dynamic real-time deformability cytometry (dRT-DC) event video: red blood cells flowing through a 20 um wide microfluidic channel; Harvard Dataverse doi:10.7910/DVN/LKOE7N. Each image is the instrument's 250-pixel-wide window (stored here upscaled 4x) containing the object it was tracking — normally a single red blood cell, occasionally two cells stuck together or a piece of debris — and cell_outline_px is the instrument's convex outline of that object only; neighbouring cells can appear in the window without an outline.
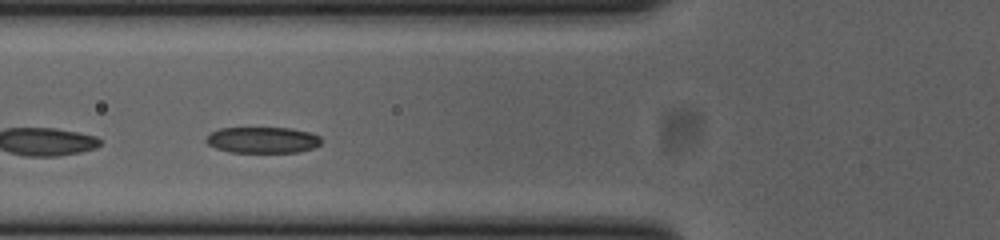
{"species": "common noctule bat (a hibernating species)", "species_latin": "Nyctalus noctula", "temperature_condition": "cold", "stored_images_in_passage": 38, "camera_frame_rate_fps": 3000, "um_per_image_px": 0.085, "animal": {"sex": "female", "body_mass_g": 23.0, "forearm_length_mm": 53.4}, "frame": {"image": 1, "passage_image": 11, "time_ms": 3.333, "image_size_px": [1000, 240], "cell_outline_px": [[320, 144], [312, 148], [296, 152], [228, 152], [216, 148], [208, 144], [204, 140], [212, 132], [220, 128], [292, 128], [308, 132], [320, 136]], "centroid_in_image_um": [22.3, 11.9], "position_along_channel_um": 103.5, "area_um2": 17.4}}
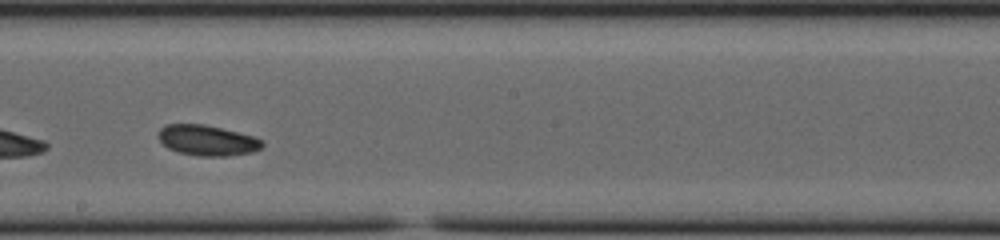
{"frame": {"image": 2, "passage_image": 21, "time_ms": 6.667, "image_size_px": [1000, 240], "cell_outline_px": [[264, 144], [260, 148], [252, 152], [228, 156], [200, 156], [180, 152], [168, 148], [156, 136], [160, 128], [168, 124], [204, 124], [252, 136], [260, 140]], "centroid_in_image_um": [17.58, 11.93], "position_along_channel_um": 230.6, "area_um2": 18.21}}
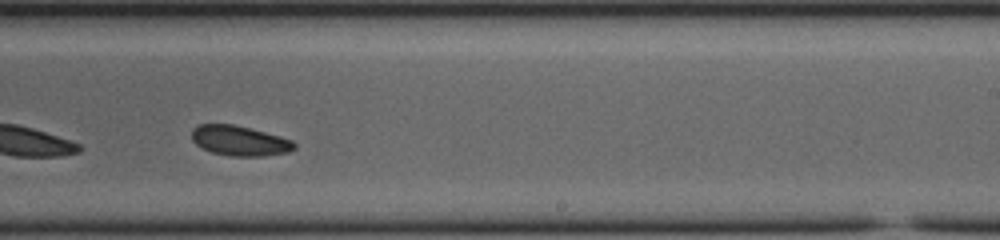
{"frame": {"image": 3, "passage_image": 24, "time_ms": 7.667, "image_size_px": [1000, 240], "cell_outline_px": [[296, 148], [288, 152], [264, 156], [228, 156], [212, 152], [196, 144], [192, 140], [192, 128], [200, 124], [232, 124], [280, 136], [292, 140], [296, 144]], "centroid_in_image_um": [20.37, 11.97], "position_along_channel_um": 268.6, "area_um2": 17.86}, "authors_computed_cell_mechanics": {"area_um2": 18.0914, "velocity_mm_per_s": 3.8199, "shape_relaxation_time_tau1_ms": 4.7563, "shape_relaxation_time_tau2_ms": 1.5898, "deformation_change_tau1": 0.142, "deformation_change_tau2": 0.0533}}